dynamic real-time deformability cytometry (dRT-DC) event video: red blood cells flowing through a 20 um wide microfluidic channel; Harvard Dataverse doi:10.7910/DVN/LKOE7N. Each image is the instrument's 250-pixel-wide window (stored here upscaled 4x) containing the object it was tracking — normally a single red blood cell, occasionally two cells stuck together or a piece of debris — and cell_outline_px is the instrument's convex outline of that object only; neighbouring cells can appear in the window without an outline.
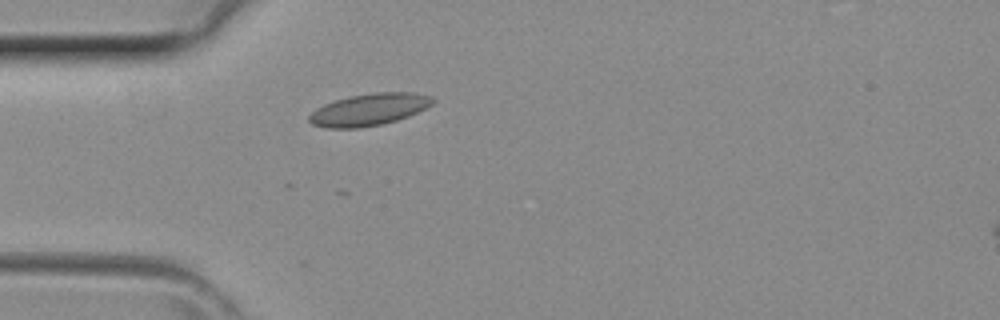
{"species": "common noctule bat (a hibernating species)", "species_latin": "Nyctalus noctula", "temperature_condition": "room temperature", "stored_images_in_passage": 22, "camera_frame_rate_fps": 3000, "um_per_image_px": 0.085, "animal": {"sex": "female", "body_mass_g": 29.2, "forearm_length_mm": 56.3}, "frame": {"image": 1, "passage_image": 1, "time_ms": 0.0, "image_size_px": [1000, 320], "cell_outline_px": [[436, 100], [432, 104], [408, 116], [396, 120], [380, 124], [360, 128], [324, 128], [312, 124], [308, 120], [308, 116], [316, 108], [324, 104], [348, 96], [376, 92], [412, 92], [432, 96]], "centroid_in_image_um": [31.35, 9.31], "position_along_channel_um": 53.7, "area_um2": 23.0}}
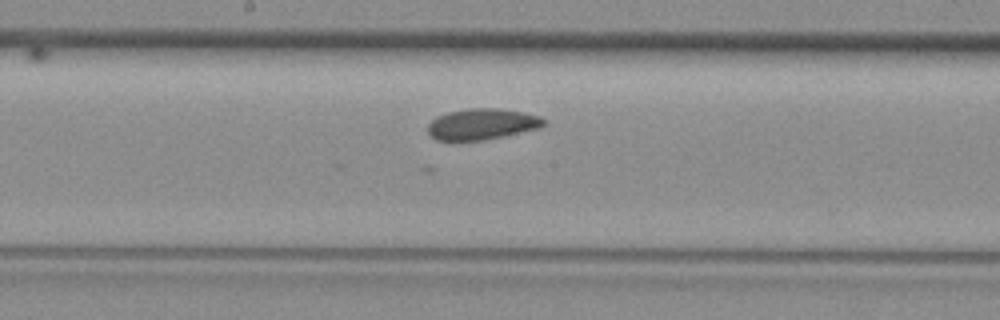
{"frame": {"image": 2, "passage_image": 11, "time_ms": 3.333, "image_size_px": [1000, 320], "cell_outline_px": [[544, 124], [540, 128], [484, 140], [452, 144], [436, 140], [428, 136], [428, 124], [436, 116], [448, 112], [472, 108], [500, 108], [524, 112], [540, 116], [544, 120]], "centroid_in_image_um": [40.88, 10.59], "position_along_channel_um": 207.3, "area_um2": 21.68}}
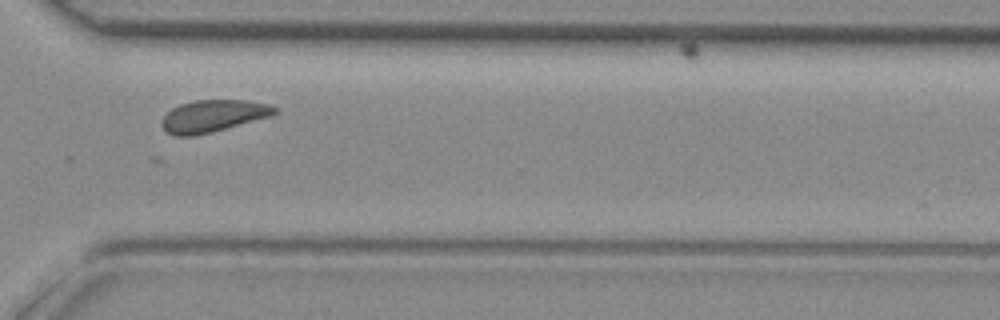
{"frame": {"image": 3, "passage_image": 20, "time_ms": 6.333, "image_size_px": [1000, 320], "cell_outline_px": [[280, 112], [272, 116], [212, 132], [196, 136], [176, 136], [168, 132], [160, 124], [164, 116], [172, 108], [180, 104], [196, 100], [248, 100], [268, 104], [276, 108]], "centroid_in_image_um": [18.14, 9.86], "position_along_channel_um": 352.5, "area_um2": 21.15}}